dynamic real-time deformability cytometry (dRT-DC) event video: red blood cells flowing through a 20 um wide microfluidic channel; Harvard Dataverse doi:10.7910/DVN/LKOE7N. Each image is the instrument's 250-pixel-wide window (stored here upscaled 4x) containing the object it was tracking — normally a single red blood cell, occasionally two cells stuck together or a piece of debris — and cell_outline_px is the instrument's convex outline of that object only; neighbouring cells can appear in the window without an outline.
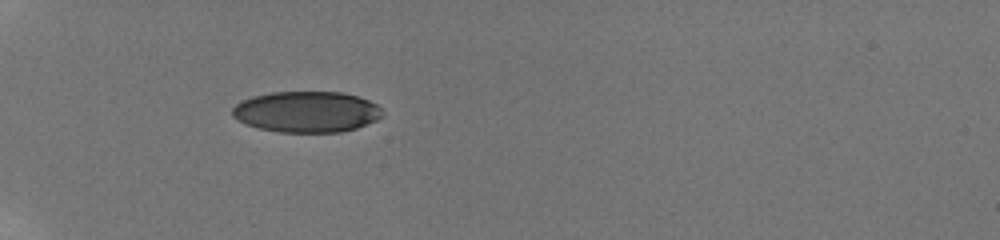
{"species": "human", "species_latin": "Homo sapiens", "temperature_condition": "room temperature", "stored_images_in_passage": 49, "camera_frame_rate_fps": 3000, "um_per_image_px": 0.085, "donor": {"sex": "male"}, "frame": {"image": 1, "passage_image": 1, "time_ms": 0.0, "image_size_px": [1000, 240], "cell_outline_px": [[384, 116], [376, 120], [356, 128], [340, 132], [280, 132], [260, 128], [248, 124], [232, 116], [232, 108], [240, 100], [252, 96], [272, 92], [340, 92], [360, 96], [376, 104], [384, 112]], "centroid_in_image_um": [26.08, 9.49], "position_along_channel_um": 58.9, "area_um2": 35.89}}
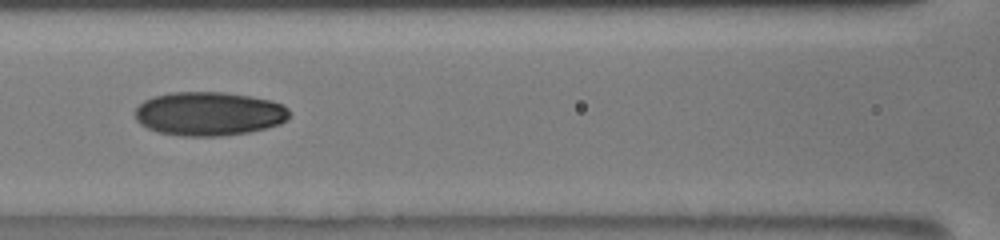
{"frame": {"image": 2, "passage_image": 18, "time_ms": 3.0, "image_size_px": [1000, 240], "cell_outline_px": [[288, 120], [280, 124], [268, 128], [248, 132], [220, 136], [180, 136], [160, 132], [148, 128], [140, 124], [136, 120], [136, 108], [144, 100], [152, 96], [172, 92], [224, 92], [252, 96], [272, 100], [284, 104], [288, 108]], "centroid_in_image_um": [17.79, 9.66], "position_along_channel_um": 148.8, "area_um2": 39.71}}
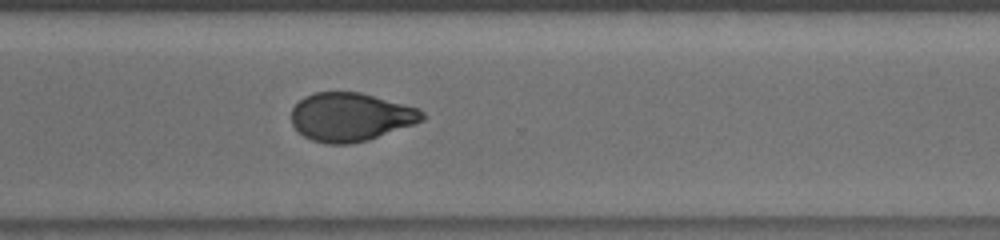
{"frame": {"image": 3, "passage_image": 48, "time_ms": 8.0, "image_size_px": [1000, 240], "cell_outline_px": [[424, 120], [368, 140], [352, 144], [324, 144], [312, 140], [304, 136], [292, 124], [292, 108], [304, 96], [316, 92], [360, 92], [416, 108], [424, 112]], "centroid_in_image_um": [29.77, 9.95], "position_along_channel_um": 340.8, "area_um2": 36.65}}